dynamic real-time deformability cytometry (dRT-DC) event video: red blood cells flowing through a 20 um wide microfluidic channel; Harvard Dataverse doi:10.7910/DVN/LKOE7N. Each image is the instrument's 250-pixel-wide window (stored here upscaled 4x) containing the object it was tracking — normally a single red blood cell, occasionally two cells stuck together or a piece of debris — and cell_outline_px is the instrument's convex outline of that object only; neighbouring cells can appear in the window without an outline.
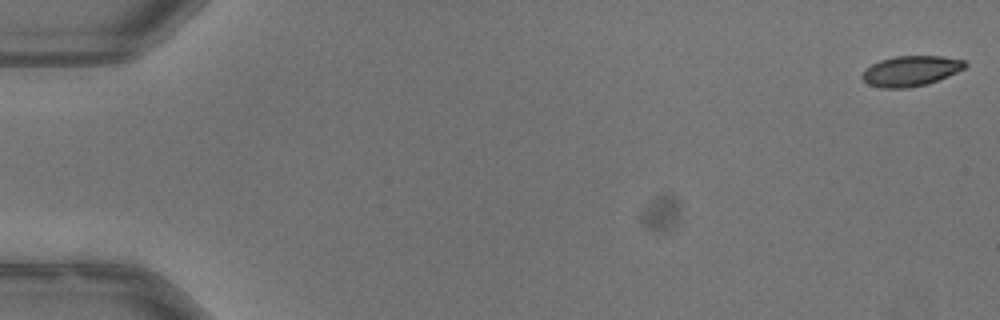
{"species": "common noctule bat (a hibernating species)", "species_latin": "Nyctalus noctula", "temperature_condition": "warm", "stored_images_in_passage": 51, "camera_frame_rate_fps": 3000, "um_per_image_px": 0.085, "animal": {"sex": "male", "body_mass_g": 13.3}, "frame": {"image": 1, "passage_image": 1, "time_ms": 0.0, "image_size_px": [1000, 320], "cell_outline_px": [[968, 64], [964, 68], [948, 76], [924, 84], [908, 88], [880, 88], [868, 84], [860, 76], [872, 64], [880, 60], [896, 56], [944, 56], [964, 60]], "centroid_in_image_um": [77.42, 6.02], "position_along_channel_um": 7.6, "area_um2": 17.98}}
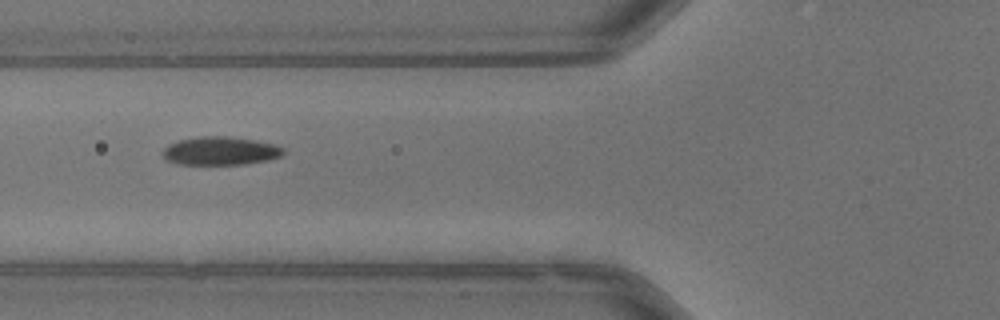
{"frame": {"image": 2, "passage_image": 21, "time_ms": 6.667, "image_size_px": [1000, 320], "cell_outline_px": [[284, 152], [280, 156], [268, 160], [244, 164], [180, 164], [164, 160], [160, 152], [168, 144], [180, 140], [200, 136], [224, 136], [256, 140], [276, 144], [284, 148]], "centroid_in_image_um": [18.7, 12.82], "position_along_channel_um": 107.1, "area_um2": 20.06}}
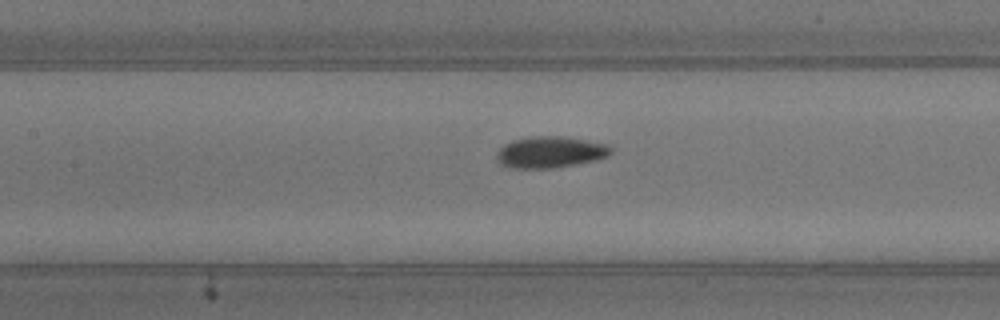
{"frame": {"image": 3, "passage_image": 25, "time_ms": 8.0, "image_size_px": [1000, 320], "cell_outline_px": [[612, 152], [608, 156], [596, 160], [576, 164], [552, 168], [512, 168], [500, 164], [496, 160], [496, 152], [504, 144], [512, 140], [532, 136], [560, 136], [608, 144], [612, 148]], "centroid_in_image_um": [46.75, 12.93], "position_along_channel_um": 160.7, "area_um2": 20.98}, "authors_computed_cell_mechanics": {"area_um2": 19.363, "velocity_mm_per_s": 3.9854, "shape_relaxation_time_tau1_ms": 3.8183, "shape_relaxation_time_tau2_ms": null, "deformation_change_tau1": 0.1277, "deformation_change_tau2": null}}